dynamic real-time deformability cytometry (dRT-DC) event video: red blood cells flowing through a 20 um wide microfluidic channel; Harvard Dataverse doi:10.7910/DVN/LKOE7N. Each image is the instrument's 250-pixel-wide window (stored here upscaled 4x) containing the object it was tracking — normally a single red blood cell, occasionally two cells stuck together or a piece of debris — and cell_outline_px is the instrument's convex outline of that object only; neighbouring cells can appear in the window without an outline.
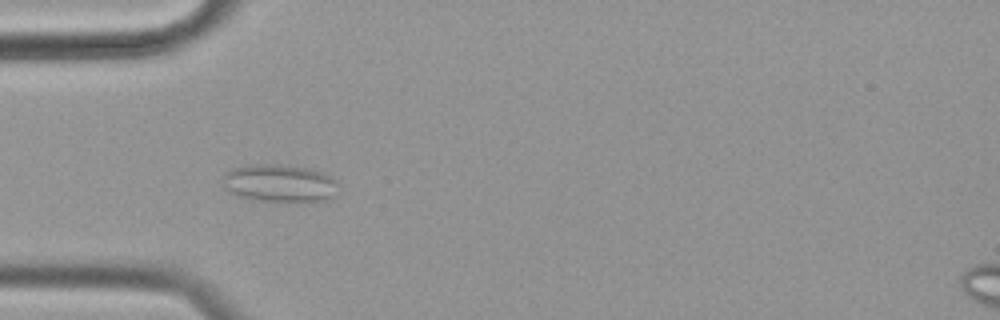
{"species": "common noctule bat (a hibernating species)", "species_latin": "Nyctalus noctula", "temperature_condition": "cold", "stored_images_in_passage": 57, "camera_frame_rate_fps": 3000, "um_per_image_px": 0.085, "animal": {"sex": "female", "body_mass_g": 19.9}, "frame": {"image": 1, "passage_image": 17, "time_ms": 5.333, "image_size_px": [1000, 320], "cell_outline_px": [[340, 184], [336, 196], [324, 200], [252, 200], [240, 196], [232, 192], [224, 184], [224, 172], [232, 168], [248, 164], [280, 164], [308, 168], [320, 172], [336, 180]], "centroid_in_image_um": [23.79, 15.54], "position_along_channel_um": 61.2, "area_um2": 25.09}}
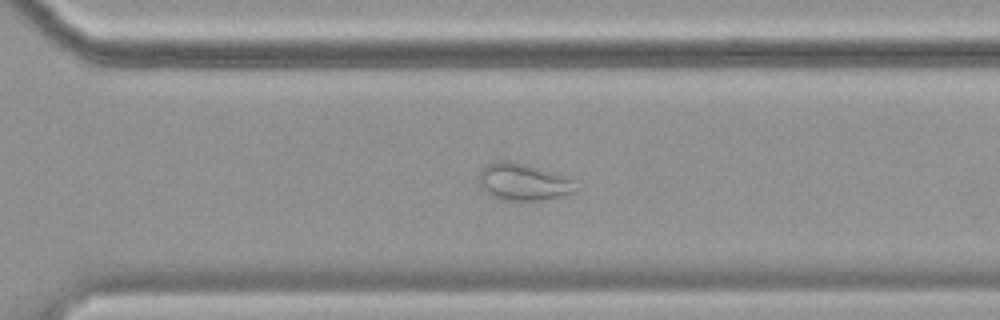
{"frame": {"image": 2, "passage_image": 40, "time_ms": 13.0, "image_size_px": [1000, 320], "cell_outline_px": [[580, 188], [576, 192], [564, 196], [540, 200], [500, 200], [484, 192], [480, 188], [480, 172], [488, 164], [500, 160], [508, 160], [540, 168], [568, 176]], "centroid_in_image_um": [44.53, 15.48], "position_along_channel_um": 326.1, "area_um2": 21.1}}
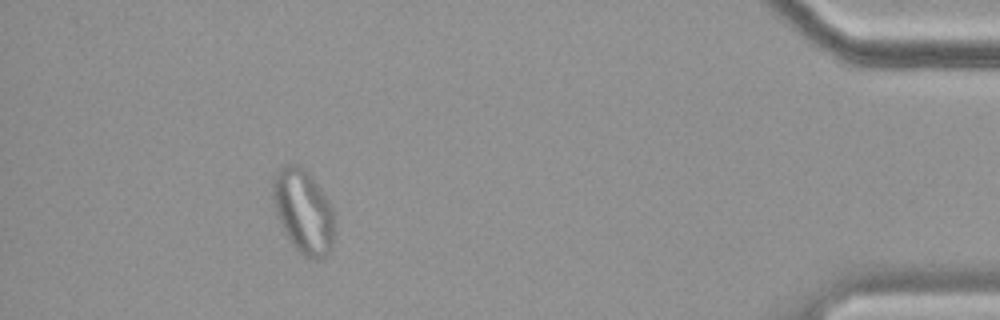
{"frame": {"image": 3, "passage_image": 52, "time_ms": 17.0, "image_size_px": [1000, 320], "cell_outline_px": [[332, 248], [324, 260], [316, 260], [304, 256], [292, 244], [284, 232], [276, 212], [272, 200], [272, 180], [276, 172], [280, 168], [288, 164], [296, 164], [304, 168], [312, 176], [328, 200], [332, 208]], "centroid_in_image_um": [25.76, 17.96], "position_along_channel_um": 409.4, "area_um2": 30.06}}